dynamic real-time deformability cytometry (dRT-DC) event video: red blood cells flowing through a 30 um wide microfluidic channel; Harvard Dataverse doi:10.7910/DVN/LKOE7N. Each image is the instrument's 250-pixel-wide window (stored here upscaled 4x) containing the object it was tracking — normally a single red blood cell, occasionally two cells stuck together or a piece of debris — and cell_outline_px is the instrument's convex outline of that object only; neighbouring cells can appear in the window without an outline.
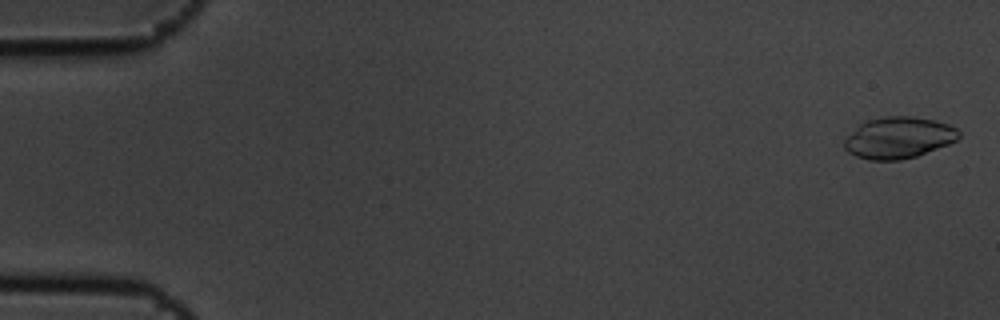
{"species": "common noctule bat (a hibernating species)", "species_latin": "Nyctalus noctula", "temperature_condition": "cold", "stored_images_in_passage": 6, "camera_frame_rate_fps": 3000, "um_per_image_px": 0.085, "animal": {"sex": "male", "body_mass_g": 19.5, "forearm_length_mm": 54.6}, "frame": {"image": 1, "passage_image": 1, "time_ms": 0.0, "image_size_px": [1000, 320], "cell_outline_px": [[960, 136], [956, 140], [948, 144], [916, 156], [900, 160], [868, 160], [856, 156], [848, 152], [844, 148], [844, 140], [864, 120], [884, 116], [912, 116], [932, 120], [948, 124], [956, 128], [960, 132]], "centroid_in_image_um": [76.36, 11.7], "position_along_channel_um": 8.6, "area_um2": 27.57}}
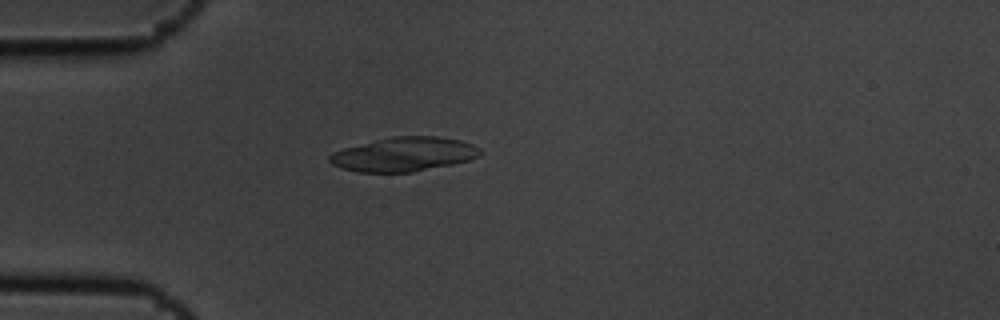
{"frame": {"image": 2, "passage_image": 5, "time_ms": 1.333, "image_size_px": [1000, 320], "cell_outline_px": [[484, 152], [480, 156], [468, 160], [452, 164], [412, 172], [356, 172], [340, 168], [332, 164], [328, 160], [328, 156], [332, 152], [344, 148], [392, 136], [436, 136], [460, 140], [472, 144], [480, 148]], "centroid_in_image_um": [34.33, 13.12], "position_along_channel_um": 50.7, "area_um2": 30.0}}